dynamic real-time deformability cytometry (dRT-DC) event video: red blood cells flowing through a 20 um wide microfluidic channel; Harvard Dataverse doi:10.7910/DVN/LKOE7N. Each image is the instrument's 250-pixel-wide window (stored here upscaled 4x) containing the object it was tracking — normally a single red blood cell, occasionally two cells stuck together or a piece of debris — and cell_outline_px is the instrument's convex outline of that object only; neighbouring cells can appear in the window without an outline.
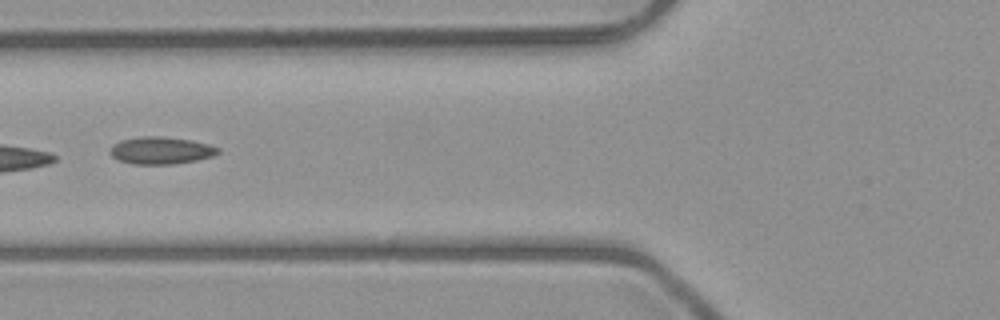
{"species": "common noctule bat (a hibernating species)", "species_latin": "Nyctalus noctula", "temperature_condition": "room temperature", "stored_images_in_passage": 7, "camera_frame_rate_fps": 3000, "um_per_image_px": 0.085, "animal": {"sex": "male", "body_mass_g": 23.1, "forearm_length_mm": 52.7}, "frame": {"image": 1, "passage_image": 5, "time_ms": 5.0, "image_size_px": [1000, 320], "cell_outline_px": [[220, 152], [212, 156], [196, 160], [172, 164], [132, 164], [120, 160], [112, 156], [108, 152], [112, 144], [120, 140], [140, 136], [160, 136], [192, 140], [208, 144], [220, 148]], "centroid_in_image_um": [13.65, 12.78], "position_along_channel_um": 112.1, "area_um2": 17.22}}
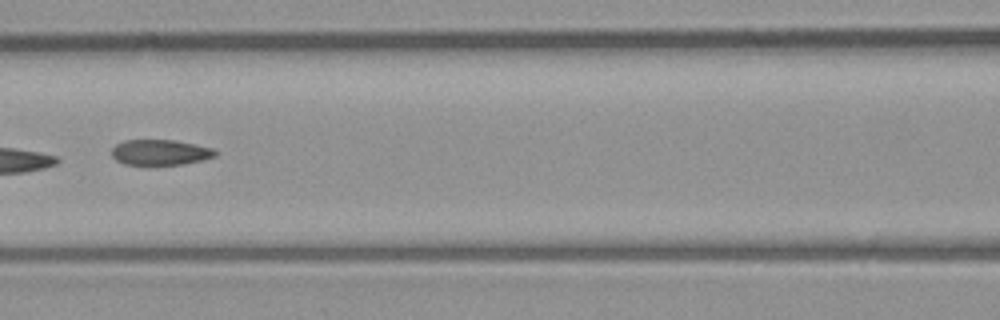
{"frame": {"image": 2, "passage_image": 6, "time_ms": 6.0, "image_size_px": [1000, 320], "cell_outline_px": [[216, 156], [184, 164], [148, 168], [124, 164], [116, 160], [112, 156], [112, 148], [116, 144], [124, 140], [176, 140], [212, 148], [216, 152]], "centroid_in_image_um": [13.56, 13.0], "position_along_channel_um": 153.0, "area_um2": 16.07}}
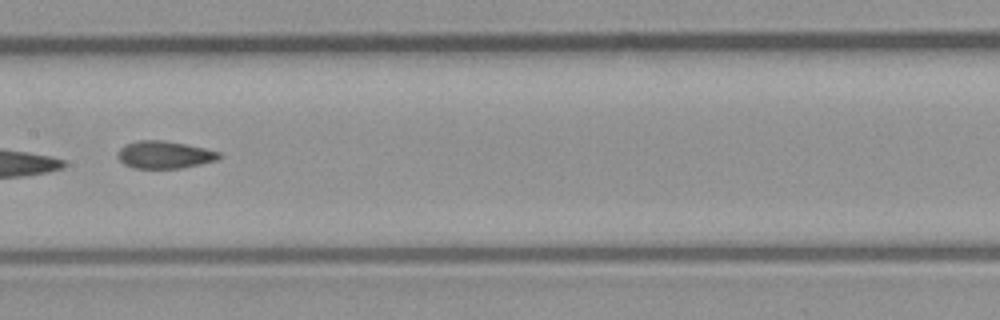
{"frame": {"image": 3, "passage_image": 7, "time_ms": 7.0, "image_size_px": [1000, 320], "cell_outline_px": [[220, 156], [216, 160], [200, 164], [180, 168], [132, 168], [124, 164], [120, 160], [120, 148], [124, 144], [140, 140], [164, 140], [204, 148], [220, 152]], "centroid_in_image_um": [13.97, 13.15], "position_along_channel_um": 193.4, "area_um2": 15.95}}